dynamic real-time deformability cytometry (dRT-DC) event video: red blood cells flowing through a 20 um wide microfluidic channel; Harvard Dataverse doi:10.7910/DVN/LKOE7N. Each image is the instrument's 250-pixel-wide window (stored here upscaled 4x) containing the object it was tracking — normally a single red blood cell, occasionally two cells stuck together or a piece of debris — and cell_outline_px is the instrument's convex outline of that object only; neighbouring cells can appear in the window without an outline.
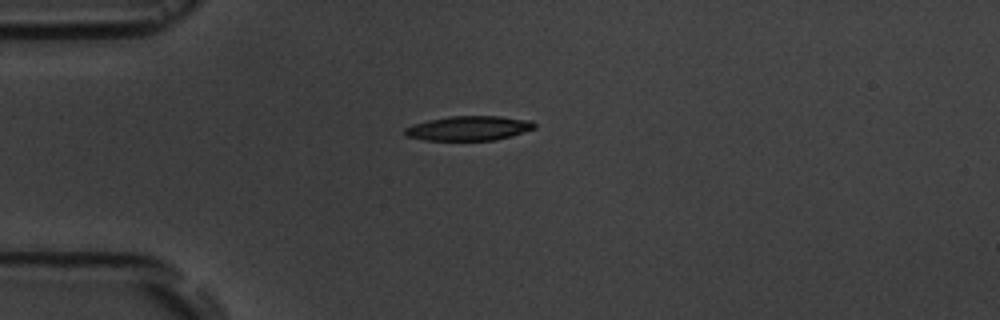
{"species": "common noctule bat (a hibernating species)", "species_latin": "Nyctalus noctula", "temperature_condition": "room temperature", "stored_images_in_passage": 12, "camera_frame_rate_fps": 3000, "um_per_image_px": 0.085, "animal": {"sex": "male", "body_mass_g": 19.5, "forearm_length_mm": 54.6}, "frame": {"image": 1, "passage_image": 1, "time_ms": 0.0, "image_size_px": [1000, 320], "cell_outline_px": [[536, 128], [512, 136], [496, 140], [424, 140], [408, 136], [404, 132], [404, 128], [412, 124], [428, 120], [452, 116], [500, 116], [532, 120], [536, 124]], "centroid_in_image_um": [39.89, 10.89], "position_along_channel_um": 45.1, "area_um2": 18.61}}
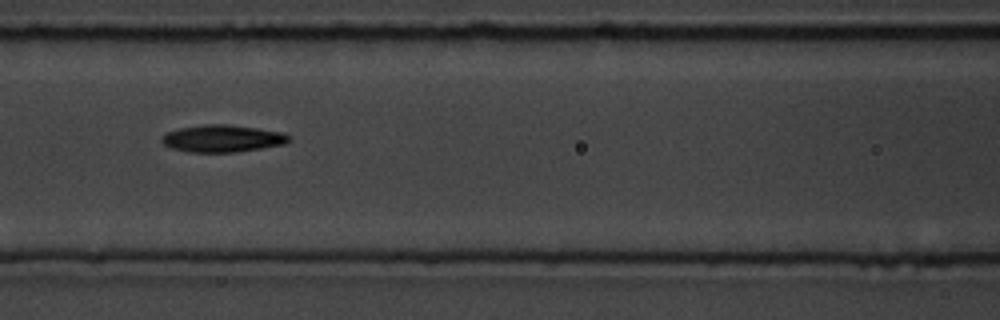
{"frame": {"image": 2, "passage_image": 4, "time_ms": 3.333, "image_size_px": [1000, 320], "cell_outline_px": [[288, 140], [284, 144], [236, 152], [188, 152], [172, 148], [164, 144], [160, 140], [160, 136], [168, 132], [180, 128], [204, 124], [228, 124], [256, 128], [280, 132], [288, 136]], "centroid_in_image_um": [18.83, 11.77], "position_along_channel_um": 147.8, "area_um2": 19.88}}
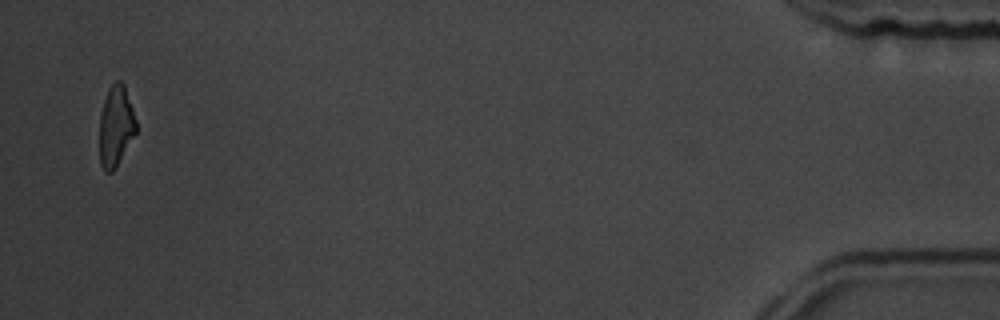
{"frame": {"image": 3, "passage_image": 12, "time_ms": 13.333, "image_size_px": [1000, 320], "cell_outline_px": [[136, 132], [116, 168], [112, 172], [104, 172], [100, 164], [100, 116], [104, 100], [108, 88], [116, 80], [120, 80], [124, 84], [136, 120]], "centroid_in_image_um": [9.84, 10.73], "position_along_channel_um": 425.4, "area_um2": 17.17}, "authors_computed_cell_mechanics": {"area_um2": 18.9006, "velocity_mm_per_s": 3.6561, "shape_relaxation_time_tau1_ms": 4.8429, "shape_relaxation_time_tau2_ms": 5.2321, "deformation_change_tau1": 0.1359, "deformation_change_tau2": 0.1465}}